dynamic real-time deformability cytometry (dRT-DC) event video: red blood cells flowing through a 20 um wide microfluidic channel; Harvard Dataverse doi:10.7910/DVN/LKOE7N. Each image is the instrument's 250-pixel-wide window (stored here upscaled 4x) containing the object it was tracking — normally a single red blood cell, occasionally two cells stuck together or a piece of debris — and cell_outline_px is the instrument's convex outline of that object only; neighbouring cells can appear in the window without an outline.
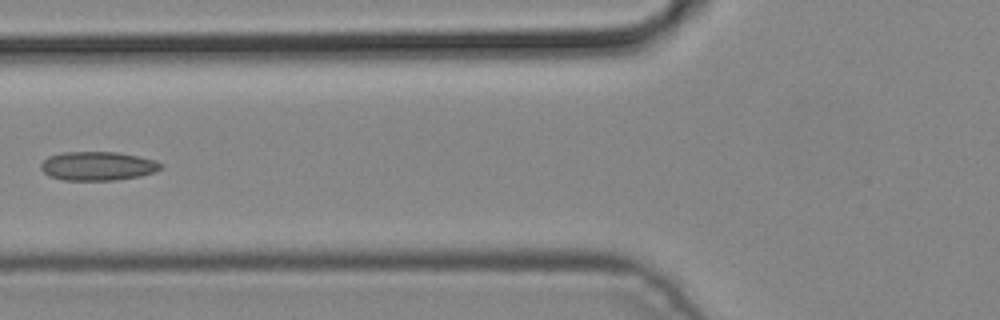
{"species": "common noctule bat (a hibernating species)", "species_latin": "Nyctalus noctula", "temperature_condition": "cold", "stored_images_in_passage": 6, "camera_frame_rate_fps": 3000, "um_per_image_px": 0.085, "animal": {"sex": "male", "body_mass_g": 19.2, "forearm_length_mm": 51.8}, "frame": {"image": 1, "passage_image": 6, "time_ms": 1.667, "image_size_px": [1000, 320], "cell_outline_px": [[160, 168], [156, 172], [140, 176], [116, 180], [64, 180], [52, 176], [44, 172], [40, 168], [40, 164], [48, 156], [64, 152], [116, 152], [156, 160], [160, 164]], "centroid_in_image_um": [8.29, 14.11], "position_along_channel_um": 117.5, "area_um2": 20.0}}